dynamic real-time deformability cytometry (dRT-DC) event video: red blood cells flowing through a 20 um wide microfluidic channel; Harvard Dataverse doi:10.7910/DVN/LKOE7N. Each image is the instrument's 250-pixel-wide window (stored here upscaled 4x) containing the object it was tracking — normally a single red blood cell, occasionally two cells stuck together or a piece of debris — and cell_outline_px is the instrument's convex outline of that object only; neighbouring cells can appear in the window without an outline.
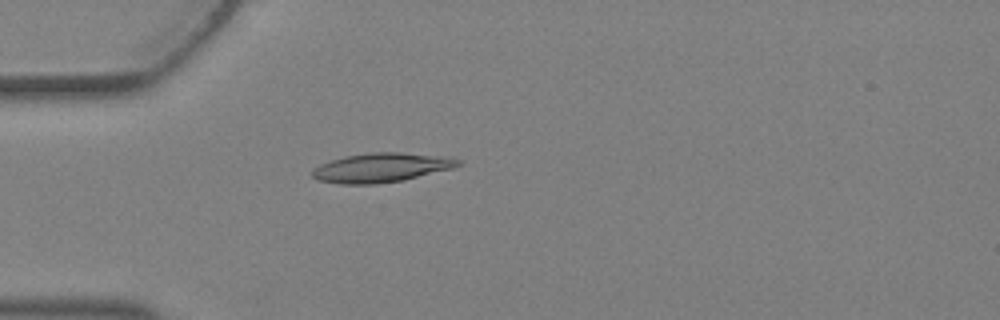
{"species": "Egyptian fruit bat (a non-hibernating species)", "species_latin": "Rousettus aegyptiacus", "temperature_condition": "warm", "stored_images_in_passage": 4, "camera_frame_rate_fps": 3000, "um_per_image_px": 0.085, "animal": {"sex": "female"}, "frame": {"image": 1, "passage_image": 4, "time_ms": 1.0, "image_size_px": [1000, 320], "cell_outline_px": [[460, 164], [452, 168], [404, 180], [376, 184], [340, 184], [316, 180], [312, 176], [312, 172], [320, 164], [344, 156], [372, 152], [400, 152], [460, 160]], "centroid_in_image_um": [32.31, 14.27], "position_along_channel_um": 52.7, "area_um2": 24.33}}